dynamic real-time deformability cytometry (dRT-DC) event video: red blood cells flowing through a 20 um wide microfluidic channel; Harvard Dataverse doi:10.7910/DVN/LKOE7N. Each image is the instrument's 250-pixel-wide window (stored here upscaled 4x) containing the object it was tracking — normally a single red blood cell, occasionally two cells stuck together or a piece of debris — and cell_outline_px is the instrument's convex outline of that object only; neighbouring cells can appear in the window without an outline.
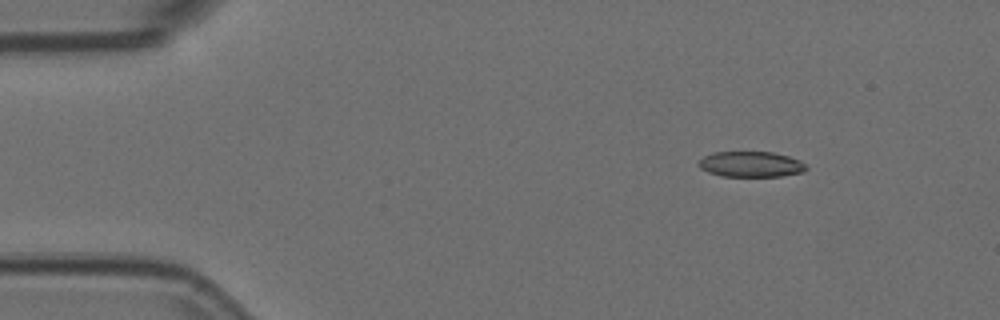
{"species": "Egyptian fruit bat (a non-hibernating species)", "species_latin": "Rousettus aegyptiacus", "temperature_condition": "room temperature", "stored_images_in_passage": 7, "camera_frame_rate_fps": 3000, "um_per_image_px": 0.085, "animal": {"sex": "female"}, "frame": {"image": 1, "passage_image": 1, "time_ms": 0.0, "image_size_px": [1000, 320], "cell_outline_px": [[808, 168], [804, 172], [780, 176], [720, 176], [708, 172], [700, 168], [696, 164], [704, 156], [712, 152], [772, 152], [788, 156], [800, 160]], "centroid_in_image_um": [63.81, 13.96], "position_along_channel_um": 21.2, "area_um2": 16.07}}
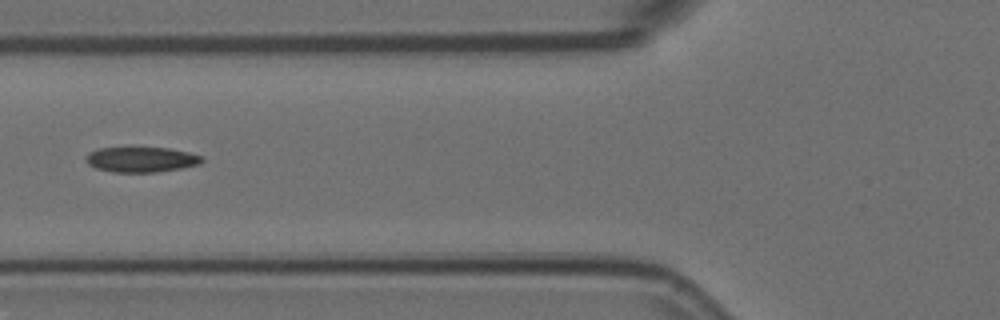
{"frame": {"image": 2, "passage_image": 5, "time_ms": 1.333, "image_size_px": [1000, 320], "cell_outline_px": [[204, 160], [200, 164], [180, 168], [156, 172], [112, 172], [96, 168], [88, 164], [84, 160], [84, 156], [88, 152], [100, 148], [168, 148], [188, 152], [200, 156]], "centroid_in_image_um": [11.95, 13.56], "position_along_channel_um": 113.8, "area_um2": 16.99}}
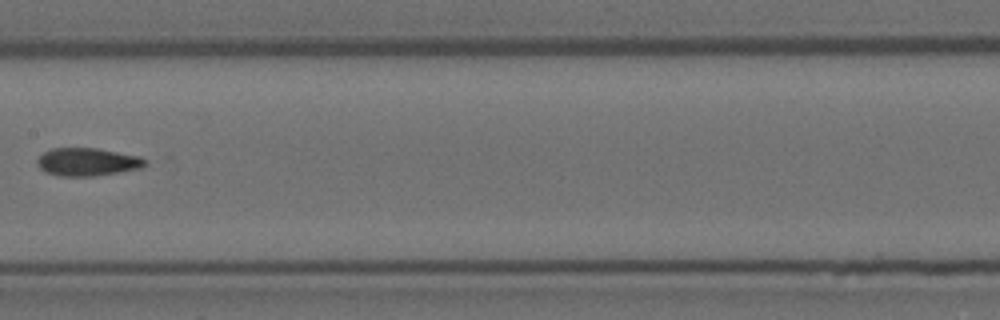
{"frame": {"image": 3, "passage_image": 7, "time_ms": 2.0, "image_size_px": [1000, 320], "cell_outline_px": [[148, 164], [140, 168], [96, 176], [60, 176], [44, 172], [36, 164], [36, 160], [44, 152], [52, 148], [96, 148], [140, 156], [148, 160]], "centroid_in_image_um": [7.43, 13.76], "position_along_channel_um": 200.0, "area_um2": 17.69}}